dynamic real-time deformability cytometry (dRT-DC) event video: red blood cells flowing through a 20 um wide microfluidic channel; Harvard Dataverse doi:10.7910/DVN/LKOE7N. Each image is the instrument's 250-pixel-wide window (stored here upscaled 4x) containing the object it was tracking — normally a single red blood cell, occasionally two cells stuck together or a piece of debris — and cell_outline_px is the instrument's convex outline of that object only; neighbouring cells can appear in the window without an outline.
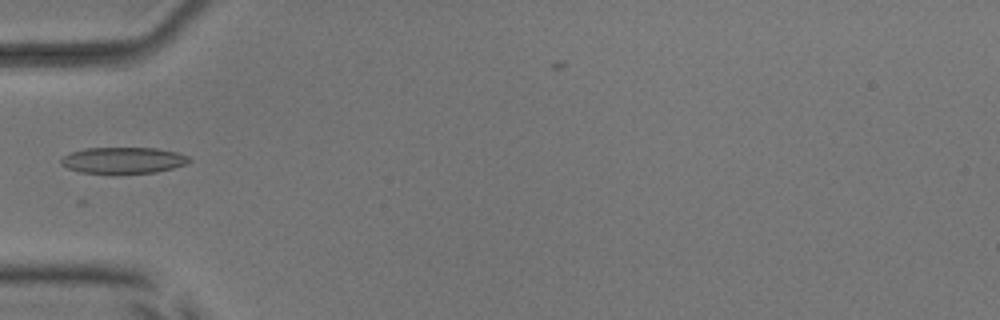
{"species": "common noctule bat (a hibernating species)", "species_latin": "Nyctalus noctula", "temperature_condition": "room temperature", "stored_images_in_passage": 22, "camera_frame_rate_fps": 3000, "um_per_image_px": 0.085, "animal": {"sex": "male", "body_mass_g": 17.9, "forearm_length_mm": 54.2}, "frame": {"image": 1, "passage_image": 1, "time_ms": 0.0, "image_size_px": [1000, 320], "cell_outline_px": [[192, 160], [184, 164], [172, 168], [156, 172], [112, 176], [80, 172], [68, 168], [60, 164], [60, 160], [64, 156], [72, 152], [84, 148], [156, 148], [180, 152], [188, 156]], "centroid_in_image_um": [10.46, 13.66], "position_along_channel_um": 74.5, "area_um2": 20.35}}
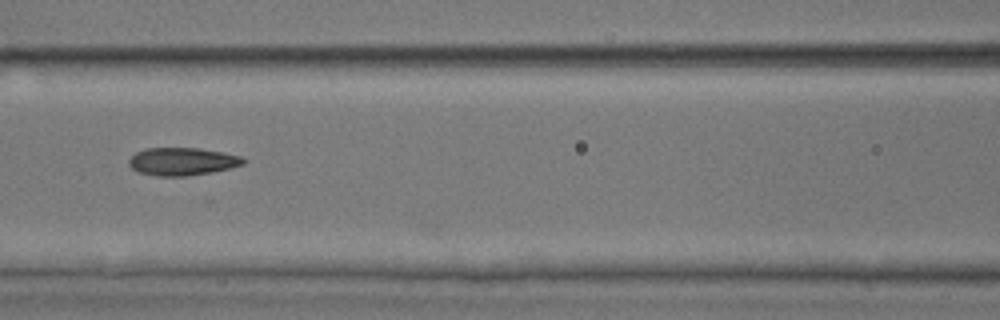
{"frame": {"image": 2, "passage_image": 7, "time_ms": 2.0, "image_size_px": [1000, 320], "cell_outline_px": [[248, 160], [244, 164], [232, 168], [212, 172], [188, 176], [156, 176], [136, 172], [128, 164], [128, 160], [136, 152], [144, 148], [200, 148], [224, 152], [240, 156]], "centroid_in_image_um": [15.5, 13.73], "position_along_channel_um": 151.1, "area_um2": 18.84}}
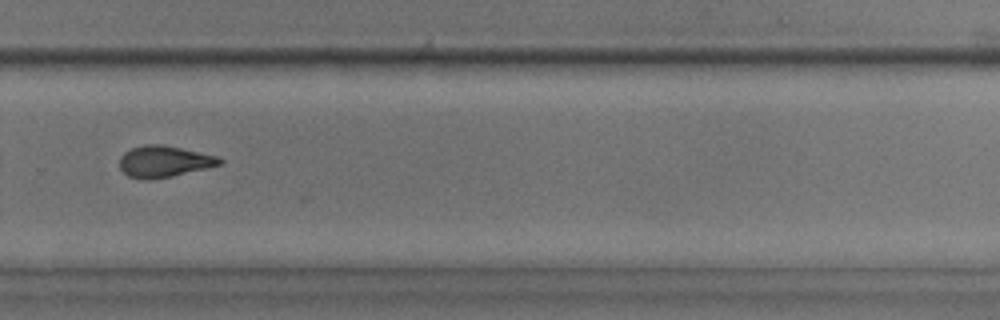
{"frame": {"image": 3, "passage_image": 20, "time_ms": 6.333, "image_size_px": [1000, 320], "cell_outline_px": [[224, 160], [220, 164], [208, 168], [172, 176], [148, 180], [144, 180], [128, 176], [120, 168], [120, 156], [124, 152], [132, 148], [144, 144], [160, 144], [180, 148], [216, 156]], "centroid_in_image_um": [13.92, 13.73], "position_along_channel_um": 315.9, "area_um2": 18.21}}